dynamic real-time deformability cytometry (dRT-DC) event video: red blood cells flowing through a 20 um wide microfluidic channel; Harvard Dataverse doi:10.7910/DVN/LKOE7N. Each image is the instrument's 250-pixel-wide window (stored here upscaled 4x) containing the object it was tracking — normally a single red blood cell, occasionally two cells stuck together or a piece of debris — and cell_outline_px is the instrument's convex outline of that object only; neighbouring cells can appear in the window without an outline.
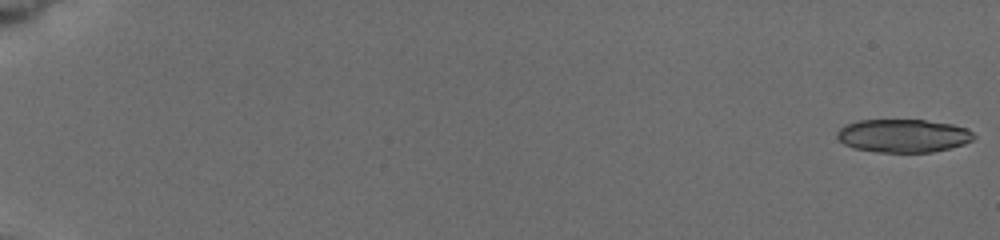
{"species": "common noctule bat (a hibernating species)", "species_latin": "Nyctalus noctula", "temperature_condition": "cold", "stored_images_in_passage": 39, "camera_frame_rate_fps": 3000, "um_per_image_px": 0.085, "animal": {"sex": "female", "body_mass_g": 19.5, "forearm_length_mm": 54.1}, "frame": {"image": 1, "passage_image": 1, "time_ms": 0.0, "image_size_px": [1000, 240], "cell_outline_px": [[976, 136], [972, 140], [964, 144], [932, 152], [880, 152], [856, 148], [844, 144], [836, 136], [836, 132], [844, 124], [856, 120], [924, 120], [952, 124], [968, 128]], "centroid_in_image_um": [76.77, 11.52], "position_along_channel_um": 8.2, "area_um2": 26.47}}
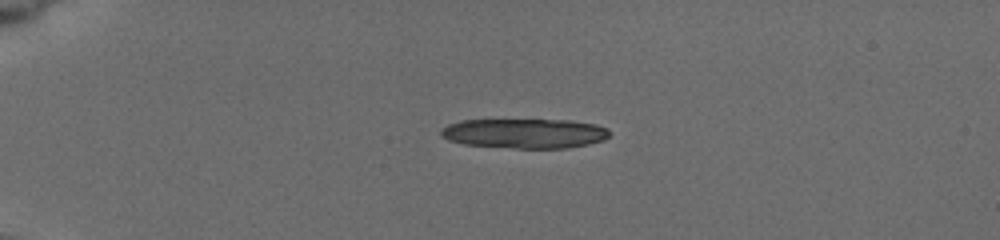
{"frame": {"image": 2, "passage_image": 25, "time_ms": 4.667, "image_size_px": [1000, 240], "cell_outline_px": [[608, 136], [604, 140], [588, 144], [564, 148], [512, 148], [464, 144], [448, 140], [440, 136], [440, 128], [448, 124], [464, 120], [568, 120], [596, 124], [608, 128]], "centroid_in_image_um": [44.57, 11.34], "position_along_channel_um": 40.4, "area_um2": 29.19}}